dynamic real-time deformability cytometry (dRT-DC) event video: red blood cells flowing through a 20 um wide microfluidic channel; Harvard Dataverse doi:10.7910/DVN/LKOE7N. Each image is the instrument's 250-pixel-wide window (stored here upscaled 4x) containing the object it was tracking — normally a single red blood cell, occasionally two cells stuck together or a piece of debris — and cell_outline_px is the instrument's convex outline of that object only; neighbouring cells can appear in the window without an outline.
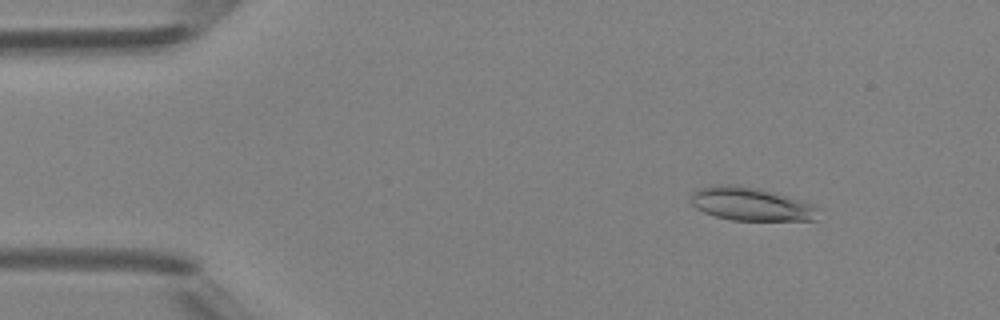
{"species": "Egyptian fruit bat (a non-hibernating species)", "species_latin": "Rousettus aegyptiacus", "temperature_condition": "room temperature", "stored_images_in_passage": 4, "camera_frame_rate_fps": 3000, "um_per_image_px": 0.085, "animal": {"sex": "female"}, "frame": {"image": 1, "passage_image": 2, "time_ms": 1.0, "image_size_px": [1000, 320], "cell_outline_px": [[820, 220], [732, 220], [716, 216], [704, 212], [696, 208], [692, 204], [692, 192], [696, 188], [712, 184], [736, 184], [760, 188], [776, 192], [816, 204], [820, 208]], "centroid_in_image_um": [63.9, 17.32], "position_along_channel_um": 21.1, "area_um2": 25.43}}